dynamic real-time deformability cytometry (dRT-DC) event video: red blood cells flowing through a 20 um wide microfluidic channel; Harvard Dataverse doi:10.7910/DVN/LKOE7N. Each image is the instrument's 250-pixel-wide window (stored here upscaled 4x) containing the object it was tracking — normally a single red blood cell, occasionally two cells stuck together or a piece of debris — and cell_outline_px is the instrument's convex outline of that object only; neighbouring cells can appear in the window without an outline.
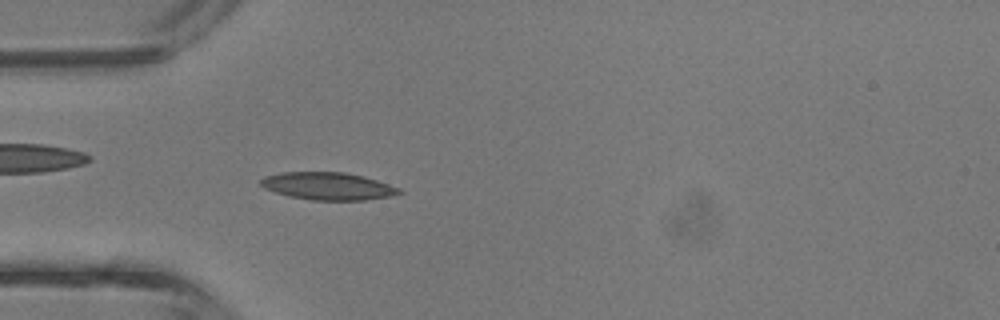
{"species": "common noctule bat (a hibernating species)", "species_latin": "Nyctalus noctula", "temperature_condition": "room temperature", "stored_images_in_passage": 41, "camera_frame_rate_fps": 3000, "um_per_image_px": 0.085, "animal": {"sex": "male", "body_mass_g": 13.3}, "frame": {"image": 1, "passage_image": 12, "time_ms": 3.667, "image_size_px": [1000, 320], "cell_outline_px": [[404, 192], [388, 196], [364, 200], [312, 200], [288, 196], [264, 188], [260, 184], [260, 180], [264, 176], [280, 172], [344, 172], [364, 176], [400, 188]], "centroid_in_image_um": [27.85, 15.81], "position_along_channel_um": 57.2, "area_um2": 22.14}}
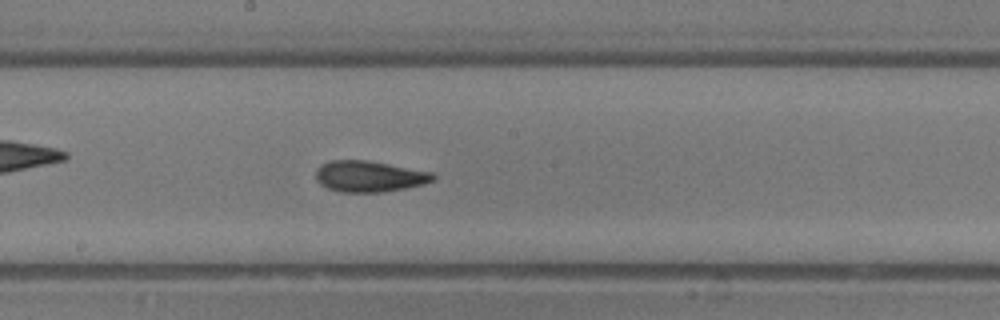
{"frame": {"image": 2, "passage_image": 22, "time_ms": 7.0, "image_size_px": [1000, 320], "cell_outline_px": [[436, 180], [424, 184], [384, 192], [340, 192], [328, 188], [320, 184], [316, 180], [316, 168], [320, 164], [332, 160], [364, 160], [388, 164], [432, 172], [436, 176]], "centroid_in_image_um": [31.38, 14.99], "position_along_channel_um": 216.8, "area_um2": 21.27}}
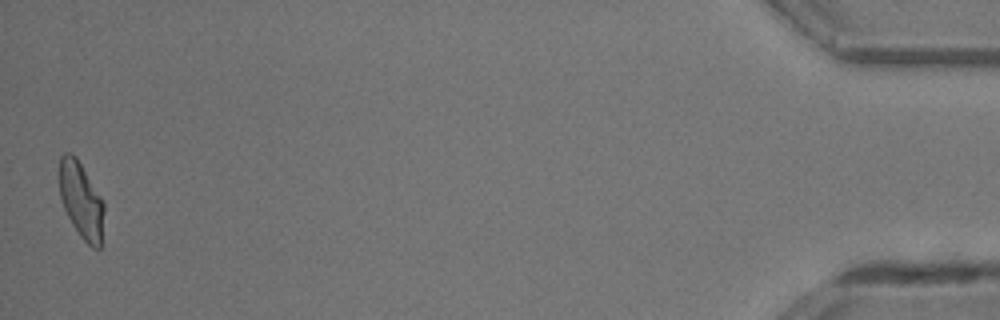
{"frame": {"image": 3, "passage_image": 41, "time_ms": 13.333, "image_size_px": [1000, 320], "cell_outline_px": [[104, 212], [100, 248], [92, 248], [80, 236], [72, 224], [64, 208], [60, 196], [60, 156], [64, 152], [72, 152], [76, 156], [104, 200]], "centroid_in_image_um": [6.91, 17.0], "position_along_channel_um": 428.3, "area_um2": 19.88}, "authors_computed_cell_mechanics": {"area_um2": 20.5768, "velocity_mm_per_s": 4.8987, "shape_relaxation_time_tau1_ms": 3.0458, "shape_relaxation_time_tau2_ms": 3.0666, "deformation_change_tau1": 0.1141, "deformation_change_tau2": 0.1005}}